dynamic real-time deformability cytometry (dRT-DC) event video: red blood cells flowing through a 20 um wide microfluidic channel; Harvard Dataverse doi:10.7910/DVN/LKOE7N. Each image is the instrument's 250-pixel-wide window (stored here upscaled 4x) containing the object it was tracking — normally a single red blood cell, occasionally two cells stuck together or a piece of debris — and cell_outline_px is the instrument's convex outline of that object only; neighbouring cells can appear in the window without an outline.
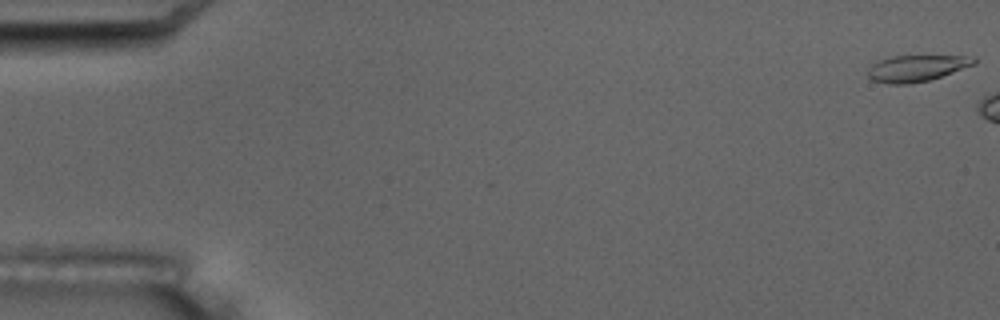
{"species": "common noctule bat (a hibernating species)", "species_latin": "Nyctalus noctula", "temperature_condition": "room temperature", "stored_images_in_passage": 3, "camera_frame_rate_fps": 3000, "um_per_image_px": 0.085, "animal": {"sex": "male", "body_mass_g": 17.5, "forearm_length_mm": 52.3}, "frame": {"image": 1, "passage_image": 1, "time_ms": 0.0, "image_size_px": [1000, 320], "cell_outline_px": [[976, 64], [928, 80], [908, 84], [888, 84], [872, 80], [868, 76], [868, 68], [876, 60], [892, 56], [976, 56]], "centroid_in_image_um": [77.88, 5.79], "position_along_channel_um": 7.1, "area_um2": 16.3}}